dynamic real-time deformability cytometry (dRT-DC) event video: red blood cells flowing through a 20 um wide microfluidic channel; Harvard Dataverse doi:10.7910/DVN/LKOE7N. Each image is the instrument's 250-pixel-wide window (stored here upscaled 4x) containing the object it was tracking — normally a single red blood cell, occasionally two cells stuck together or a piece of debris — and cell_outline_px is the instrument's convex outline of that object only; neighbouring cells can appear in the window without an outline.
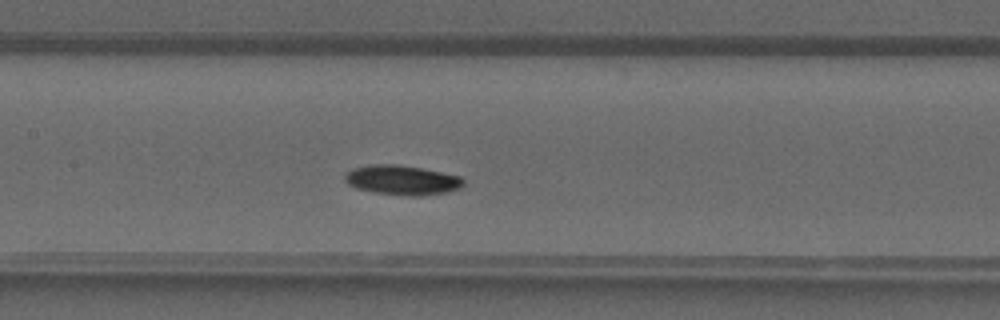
{"species": "common noctule bat (a hibernating species)", "species_latin": "Nyctalus noctula", "temperature_condition": "warm", "stored_images_in_passage": 32, "camera_frame_rate_fps": 3000, "um_per_image_px": 0.085, "animal": {"sex": "male", "forearm_length_mm": 52.5}, "frame": {"image": 1, "passage_image": 12, "time_ms": 3.667, "image_size_px": [1000, 320], "cell_outline_px": [[464, 184], [460, 188], [448, 192], [420, 196], [408, 196], [376, 192], [356, 188], [348, 184], [344, 180], [344, 176], [352, 168], [372, 164], [400, 164], [424, 168], [460, 176], [464, 180]], "centroid_in_image_um": [34.19, 15.3], "position_along_channel_um": 173.2, "area_um2": 20.63}}
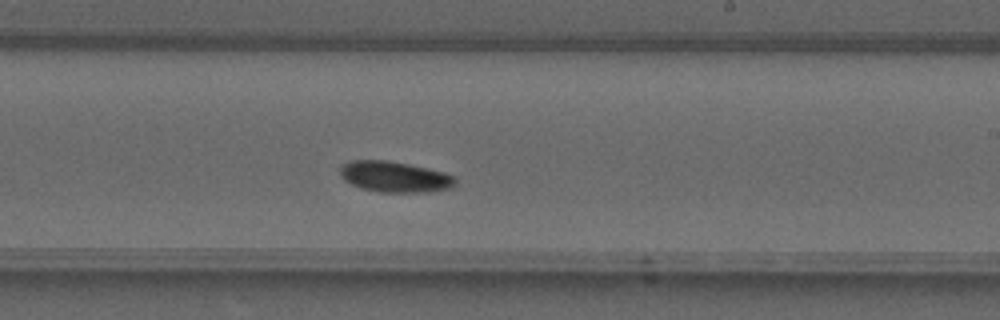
{"frame": {"image": 2, "passage_image": 17, "time_ms": 5.333, "image_size_px": [1000, 320], "cell_outline_px": [[456, 184], [452, 188], [428, 192], [380, 192], [360, 188], [344, 180], [340, 176], [340, 168], [344, 164], [352, 160], [388, 160], [408, 164], [444, 172], [456, 176]], "centroid_in_image_um": [33.57, 15.03], "position_along_channel_um": 255.4, "area_um2": 20.81}}
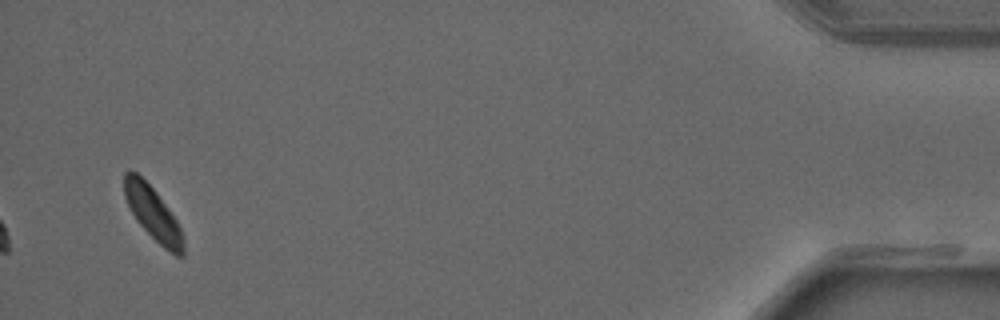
{"frame": {"image": 3, "passage_image": 32, "time_ms": 10.333, "image_size_px": [1000, 320], "cell_outline_px": [[184, 256], [176, 256], [164, 248], [136, 220], [124, 196], [124, 172], [136, 172], [156, 192], [176, 220], [184, 236]], "centroid_in_image_um": [13.02, 18.17], "position_along_channel_um": 422.2, "area_um2": 17.86}}